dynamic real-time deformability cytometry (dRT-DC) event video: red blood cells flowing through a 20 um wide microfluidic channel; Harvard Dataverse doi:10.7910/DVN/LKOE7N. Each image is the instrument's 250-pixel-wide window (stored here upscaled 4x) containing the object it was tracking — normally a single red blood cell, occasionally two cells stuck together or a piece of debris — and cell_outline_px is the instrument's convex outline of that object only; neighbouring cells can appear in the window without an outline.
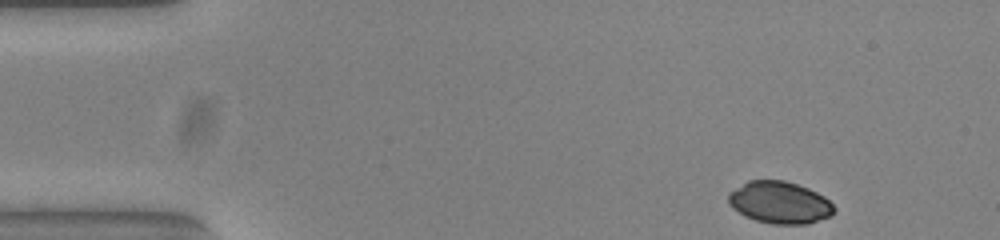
{"species": "common noctule bat (a hibernating species)", "species_latin": "Nyctalus noctula", "temperature_condition": "warm", "stored_images_in_passage": 49, "camera_frame_rate_fps": 3000, "um_per_image_px": 0.085, "animal": {"sex": "female", "body_mass_g": 23.0, "forearm_length_mm": 53.4}, "frame": {"image": 1, "passage_image": 1, "time_ms": 0.0, "image_size_px": [1000, 240], "cell_outline_px": [[836, 212], [832, 216], [808, 224], [772, 224], [756, 220], [744, 216], [732, 208], [728, 204], [728, 192], [748, 180], [784, 180], [808, 188], [824, 196], [836, 208]], "centroid_in_image_um": [66.27, 17.22], "position_along_channel_um": 18.7, "area_um2": 26.18}}
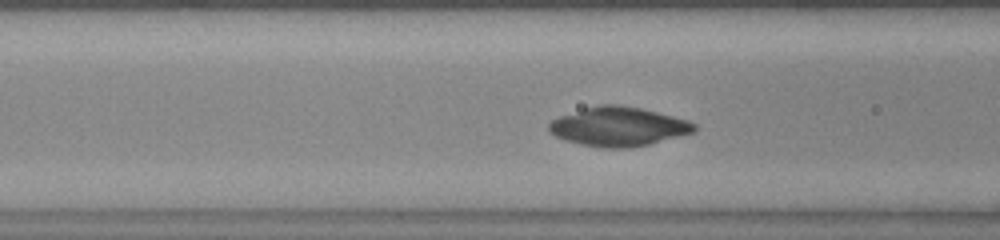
{"frame": {"image": 2, "passage_image": 16, "time_ms": 5.0, "image_size_px": [1000, 240], "cell_outline_px": [[696, 132], [652, 144], [632, 148], [604, 148], [564, 140], [548, 132], [548, 124], [552, 120], [560, 116], [584, 108], [600, 104], [616, 104], [640, 108], [688, 120], [696, 124]], "centroid_in_image_um": [52.59, 10.77], "position_along_channel_um": 114.0, "area_um2": 33.23}}
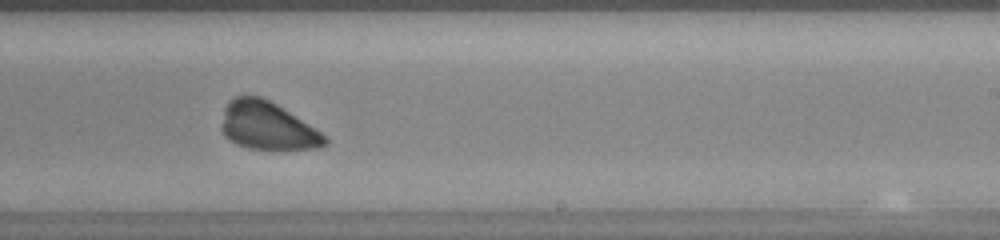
{"frame": {"image": 3, "passage_image": 28, "time_ms": 9.0, "image_size_px": [1000, 240], "cell_outline_px": [[328, 144], [320, 148], [248, 148], [236, 144], [228, 140], [224, 136], [220, 128], [224, 108], [236, 96], [260, 96], [276, 104], [320, 132], [328, 140]], "centroid_in_image_um": [22.67, 10.7], "position_along_channel_um": 266.3, "area_um2": 28.26}}